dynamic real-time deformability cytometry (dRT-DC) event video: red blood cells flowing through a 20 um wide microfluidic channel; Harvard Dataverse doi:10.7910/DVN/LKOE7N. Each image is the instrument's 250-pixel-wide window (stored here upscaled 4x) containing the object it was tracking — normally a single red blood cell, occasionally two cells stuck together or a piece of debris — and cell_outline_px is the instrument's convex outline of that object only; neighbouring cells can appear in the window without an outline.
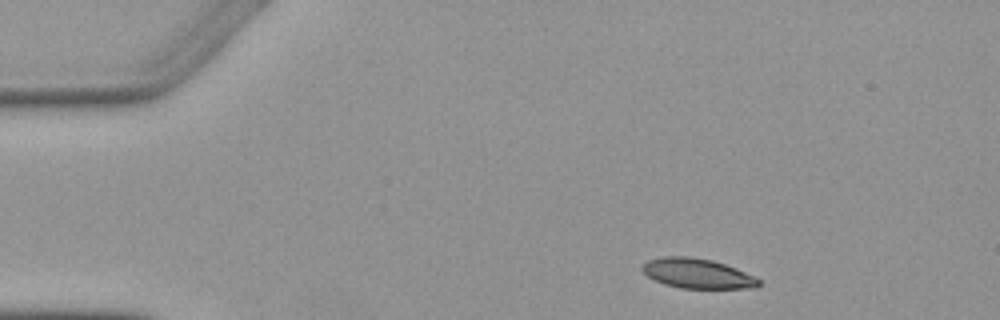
{"species": "Egyptian fruit bat (a non-hibernating species)", "species_latin": "Rousettus aegyptiacus", "temperature_condition": "warm", "stored_images_in_passage": 3, "camera_frame_rate_fps": 3000, "um_per_image_px": 0.085, "animal": {"sex": "female"}, "frame": {"image": 1, "passage_image": 1, "time_ms": 0.0, "image_size_px": [1000, 320], "cell_outline_px": [[760, 284], [756, 288], [680, 288], [664, 284], [648, 276], [640, 268], [648, 260], [664, 256], [692, 256], [712, 260], [736, 268], [760, 280]], "centroid_in_image_um": [59.26, 23.24], "position_along_channel_um": 25.7, "area_um2": 20.11}}